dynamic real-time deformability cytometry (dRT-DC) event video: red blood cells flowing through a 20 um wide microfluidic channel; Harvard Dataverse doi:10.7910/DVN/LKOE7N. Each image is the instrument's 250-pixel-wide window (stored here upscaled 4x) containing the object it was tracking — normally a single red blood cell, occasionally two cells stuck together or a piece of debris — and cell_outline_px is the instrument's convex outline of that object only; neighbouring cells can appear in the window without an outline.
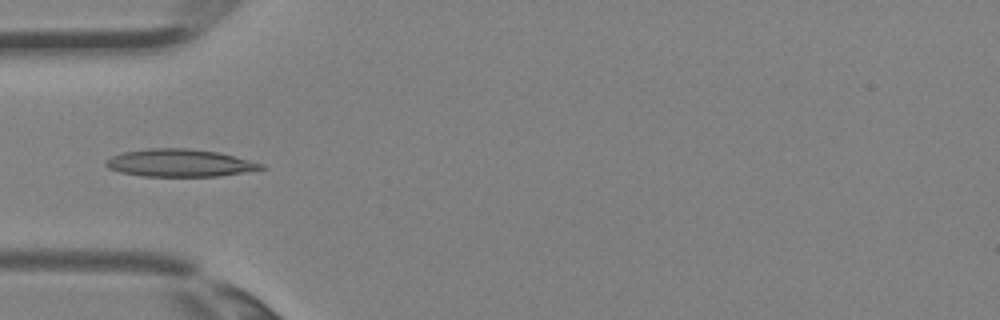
{"species": "Egyptian fruit bat (a non-hibernating species)", "species_latin": "Rousettus aegyptiacus", "temperature_condition": "room temperature", "stored_images_in_passage": 2, "camera_frame_rate_fps": 3000, "um_per_image_px": 0.085, "animal": {"sex": "female"}, "frame": {"image": 1, "passage_image": 2, "time_ms": 0.333, "image_size_px": [1000, 320], "cell_outline_px": [[268, 168], [220, 176], [144, 176], [120, 172], [108, 168], [104, 164], [112, 156], [124, 152], [148, 148], [188, 148], [216, 152], [264, 164]], "centroid_in_image_um": [15.27, 13.85], "position_along_channel_um": 69.7, "area_um2": 24.68}}